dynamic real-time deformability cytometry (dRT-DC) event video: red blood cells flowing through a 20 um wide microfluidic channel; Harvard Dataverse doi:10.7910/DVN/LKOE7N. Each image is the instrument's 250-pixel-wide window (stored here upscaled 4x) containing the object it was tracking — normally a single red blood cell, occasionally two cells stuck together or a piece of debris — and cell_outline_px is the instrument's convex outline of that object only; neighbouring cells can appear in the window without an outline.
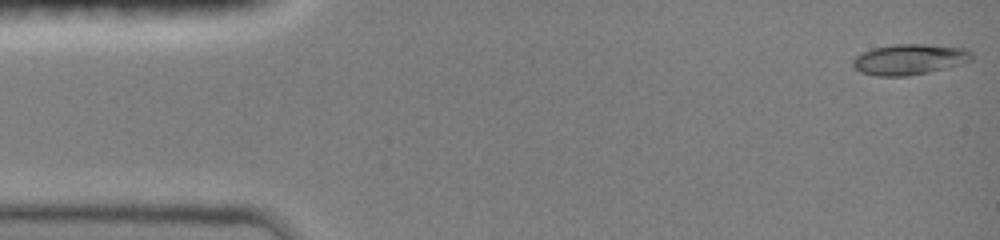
{"species": "common noctule bat (a hibernating species)", "species_latin": "Nyctalus noctula", "temperature_condition": "room temperature", "stored_images_in_passage": 47, "camera_frame_rate_fps": 3000, "um_per_image_px": 0.085, "animal": {"sex": "female", "body_mass_g": 19.0, "forearm_length_mm": 51.5}, "frame": {"image": 1, "passage_image": 1, "time_ms": 0.0, "image_size_px": [1000, 240], "cell_outline_px": [[972, 60], [928, 72], [908, 76], [876, 76], [860, 72], [852, 64], [852, 60], [856, 56], [872, 48], [892, 44], [924, 44], [968, 48], [972, 52]], "centroid_in_image_um": [77.29, 5.04], "position_along_channel_um": 7.7, "area_um2": 21.15}}
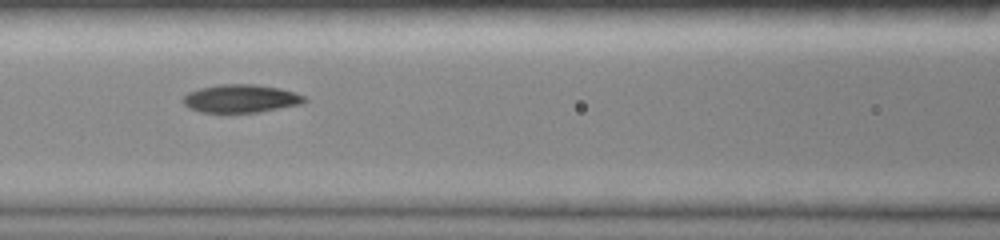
{"frame": {"image": 2, "passage_image": 20, "time_ms": 6.333, "image_size_px": [1000, 240], "cell_outline_px": [[308, 100], [304, 104], [260, 112], [200, 112], [188, 108], [180, 100], [188, 92], [200, 88], [220, 84], [256, 84], [280, 88], [304, 96]], "centroid_in_image_um": [20.47, 8.38], "position_along_channel_um": 146.1, "area_um2": 20.06}}
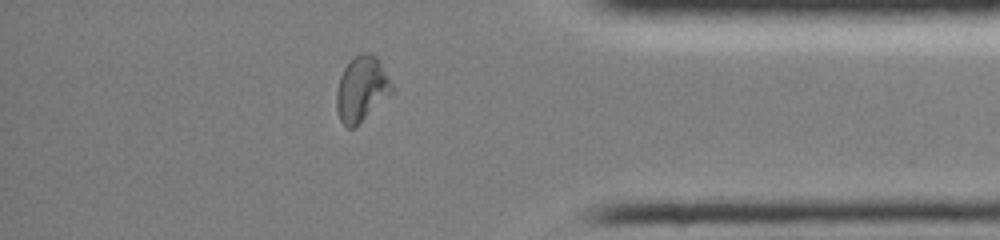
{"frame": {"image": 3, "passage_image": 40, "time_ms": 13.0, "image_size_px": [1000, 240], "cell_outline_px": [[392, 92], [356, 128], [348, 128], [340, 120], [336, 108], [336, 92], [340, 76], [344, 68], [360, 52], [368, 52], [376, 56], [392, 84]], "centroid_in_image_um": [30.71, 7.59], "position_along_channel_um": 404.5, "area_um2": 20.81}, "authors_computed_cell_mechanics": {"area_um2": 20.519, "velocity_mm_per_s": 4.0534, "shape_relaxation_time_tau1_ms": 9.6578, "shape_relaxation_time_tau2_ms": 5.7229, "deformation_change_tau1": 0.2417, "deformation_change_tau2": 0.078}}